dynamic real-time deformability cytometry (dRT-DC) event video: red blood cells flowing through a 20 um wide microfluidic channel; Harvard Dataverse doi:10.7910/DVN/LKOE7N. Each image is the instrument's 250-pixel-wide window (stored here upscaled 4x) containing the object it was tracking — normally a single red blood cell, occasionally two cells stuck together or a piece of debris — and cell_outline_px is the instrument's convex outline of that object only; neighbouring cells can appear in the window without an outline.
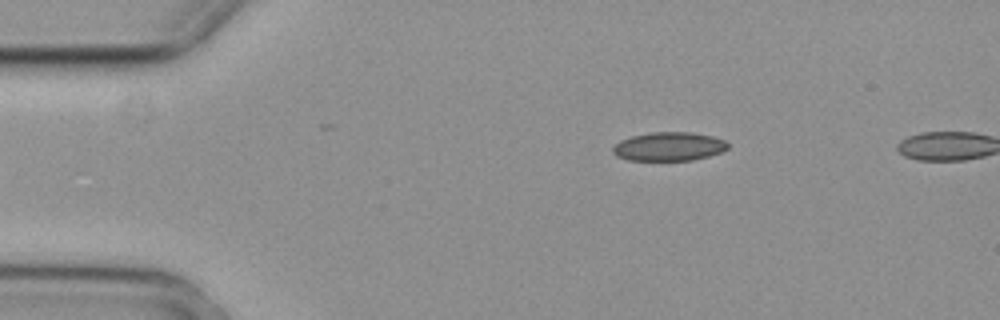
{"species": "common noctule bat (a hibernating species)", "species_latin": "Nyctalus noctula", "temperature_condition": "cold", "stored_images_in_passage": 5, "camera_frame_rate_fps": 3000, "um_per_image_px": 0.085, "animal": {"sex": "female", "body_mass_g": 29.2, "forearm_length_mm": 56.3}, "frame": {"image": 1, "passage_image": 5, "time_ms": 1.333, "image_size_px": [1000, 320], "cell_outline_px": [[728, 148], [724, 152], [692, 160], [628, 160], [616, 156], [612, 152], [612, 148], [620, 140], [632, 136], [652, 132], [688, 132], [712, 136], [724, 140], [728, 144]], "centroid_in_image_um": [56.86, 12.46], "position_along_channel_um": 28.1, "area_um2": 19.25}}